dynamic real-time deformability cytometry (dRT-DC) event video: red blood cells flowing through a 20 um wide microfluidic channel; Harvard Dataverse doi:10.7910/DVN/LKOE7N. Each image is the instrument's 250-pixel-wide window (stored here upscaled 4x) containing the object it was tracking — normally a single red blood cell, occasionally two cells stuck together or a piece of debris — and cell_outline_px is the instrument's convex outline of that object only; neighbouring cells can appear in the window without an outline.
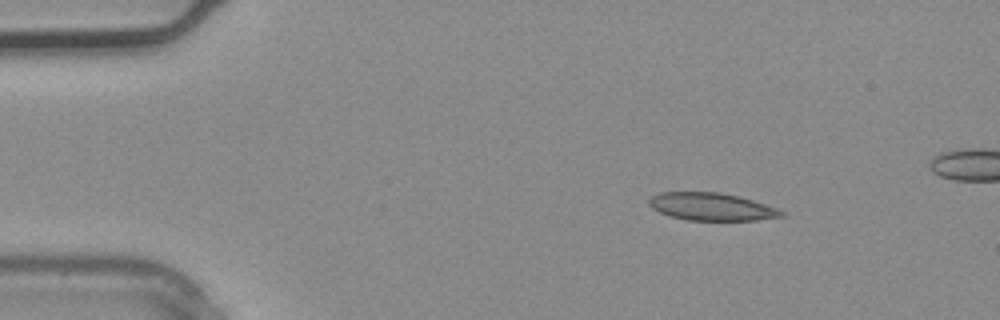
{"species": "common noctule bat (a hibernating species)", "species_latin": "Nyctalus noctula", "temperature_condition": "warm", "stored_images_in_passage": 3, "camera_frame_rate_fps": 3000, "um_per_image_px": 0.085, "animal": {"sex": "male", "body_mass_g": 20.4}, "frame": {"image": 1, "passage_image": 1, "time_ms": 0.0, "image_size_px": [1000, 320], "cell_outline_px": [[784, 216], [756, 220], [688, 220], [668, 216], [652, 208], [648, 204], [648, 200], [652, 196], [660, 192], [720, 192], [752, 200], [776, 208], [784, 212]], "centroid_in_image_um": [60.43, 17.57], "position_along_channel_um": 24.6, "area_um2": 21.15}}